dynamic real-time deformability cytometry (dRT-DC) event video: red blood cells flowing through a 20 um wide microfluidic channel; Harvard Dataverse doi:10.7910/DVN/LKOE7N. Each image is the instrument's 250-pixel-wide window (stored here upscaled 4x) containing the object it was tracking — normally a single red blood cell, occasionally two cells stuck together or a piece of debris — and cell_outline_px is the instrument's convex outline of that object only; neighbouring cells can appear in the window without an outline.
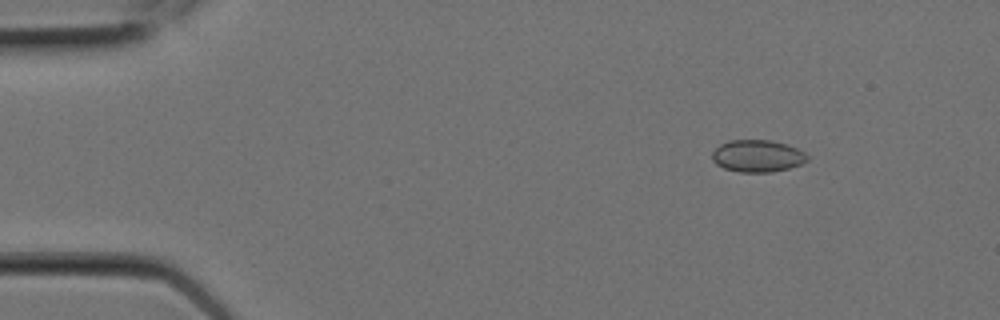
{"species": "Egyptian fruit bat (a non-hibernating species)", "species_latin": "Rousettus aegyptiacus", "temperature_condition": "room temperature", "stored_images_in_passage": 6, "camera_frame_rate_fps": 3000, "um_per_image_px": 0.085, "animal": {"sex": "female"}, "frame": {"image": 1, "passage_image": 3, "time_ms": 0.667, "image_size_px": [1000, 320], "cell_outline_px": [[808, 160], [800, 164], [788, 168], [772, 172], [740, 172], [724, 168], [716, 164], [712, 160], [712, 152], [720, 144], [728, 140], [772, 140], [788, 144], [804, 152], [808, 156]], "centroid_in_image_um": [64.37, 13.25], "position_along_channel_um": 20.6, "area_um2": 17.86}}
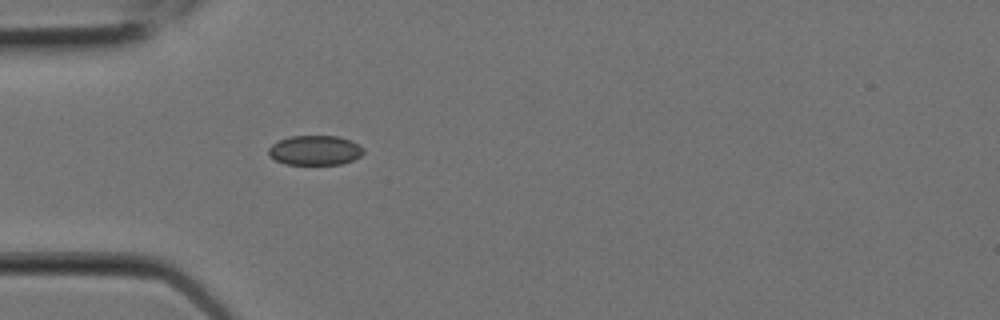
{"frame": {"image": 2, "passage_image": 6, "time_ms": 1.667, "image_size_px": [1000, 320], "cell_outline_px": [[364, 152], [360, 156], [352, 160], [340, 164], [284, 164], [268, 156], [268, 148], [272, 144], [288, 136], [340, 136], [352, 140], [364, 148]], "centroid_in_image_um": [26.77, 12.77], "position_along_channel_um": 58.2, "area_um2": 16.53}}